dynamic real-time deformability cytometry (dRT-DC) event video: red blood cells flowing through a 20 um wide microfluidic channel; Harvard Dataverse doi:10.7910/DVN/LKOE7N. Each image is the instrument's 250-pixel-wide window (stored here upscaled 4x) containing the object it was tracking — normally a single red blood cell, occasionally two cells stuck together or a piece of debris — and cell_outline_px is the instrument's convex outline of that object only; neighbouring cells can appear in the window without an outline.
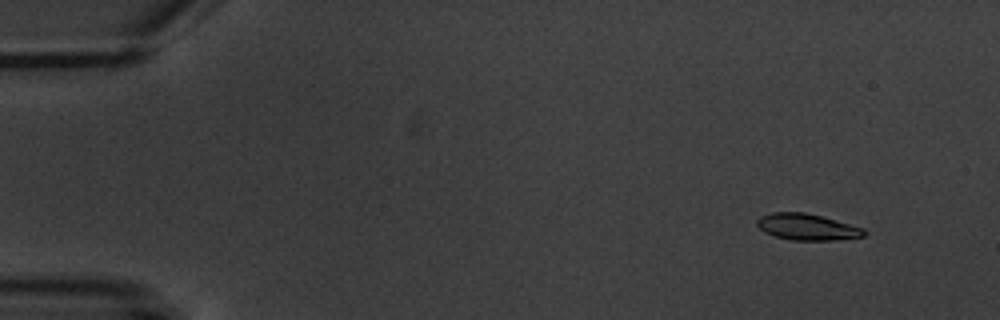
{"species": "common noctule bat (a hibernating species)", "species_latin": "Nyctalus noctula", "temperature_condition": "warm", "stored_images_in_passage": 6, "camera_frame_rate_fps": 3000, "um_per_image_px": 0.085, "animal": {"sex": "male", "body_mass_g": 20.1, "forearm_length_mm": 53.5}, "frame": {"image": 1, "passage_image": 2, "time_ms": 1.0, "image_size_px": [1000, 320], "cell_outline_px": [[868, 232], [864, 236], [832, 240], [792, 240], [776, 236], [764, 232], [756, 224], [756, 220], [760, 216], [772, 212], [804, 212], [820, 216], [864, 228]], "centroid_in_image_um": [68.59, 19.29], "position_along_channel_um": 16.4, "area_um2": 16.3}}
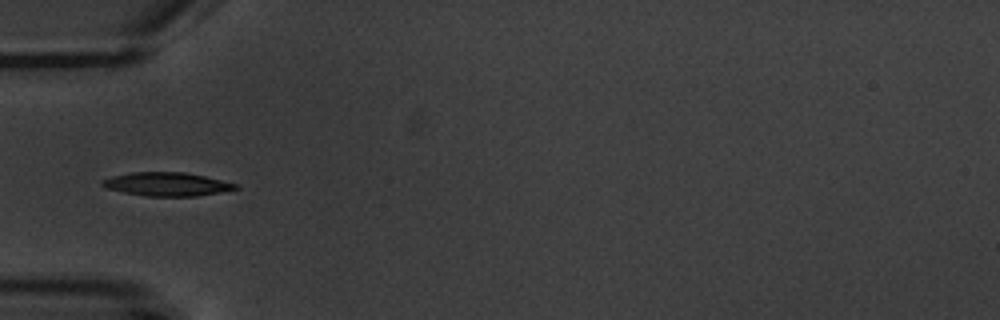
{"frame": {"image": 2, "passage_image": 6, "time_ms": 5.667, "image_size_px": [1000, 320], "cell_outline_px": [[240, 188], [220, 192], [196, 196], [148, 196], [124, 192], [108, 188], [100, 184], [100, 180], [112, 176], [132, 172], [184, 172], [204, 176], [236, 184]], "centroid_in_image_um": [14.16, 15.65], "position_along_channel_um": 70.8, "area_um2": 18.09}}